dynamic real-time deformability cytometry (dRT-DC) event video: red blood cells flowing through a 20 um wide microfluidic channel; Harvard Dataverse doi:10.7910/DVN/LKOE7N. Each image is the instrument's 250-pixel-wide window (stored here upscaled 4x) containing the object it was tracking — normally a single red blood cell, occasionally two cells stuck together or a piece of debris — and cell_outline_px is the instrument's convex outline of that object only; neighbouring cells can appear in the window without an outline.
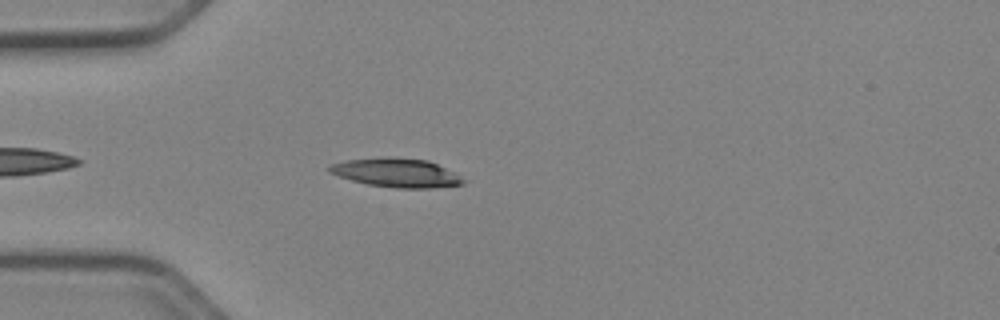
{"species": "Egyptian fruit bat (a non-hibernating species)", "species_latin": "Rousettus aegyptiacus", "temperature_condition": "cold", "stored_images_in_passage": 19, "camera_frame_rate_fps": 3000, "um_per_image_px": 0.085, "animal": {"sex": "female"}, "frame": {"image": 1, "passage_image": 5, "time_ms": 1.333, "image_size_px": [1000, 320], "cell_outline_px": [[468, 180], [464, 184], [432, 188], [396, 188], [368, 184], [352, 180], [328, 172], [328, 168], [332, 164], [348, 160], [384, 156], [428, 160]], "centroid_in_image_um": [33.72, 14.68], "position_along_channel_um": 51.3, "area_um2": 22.37}}
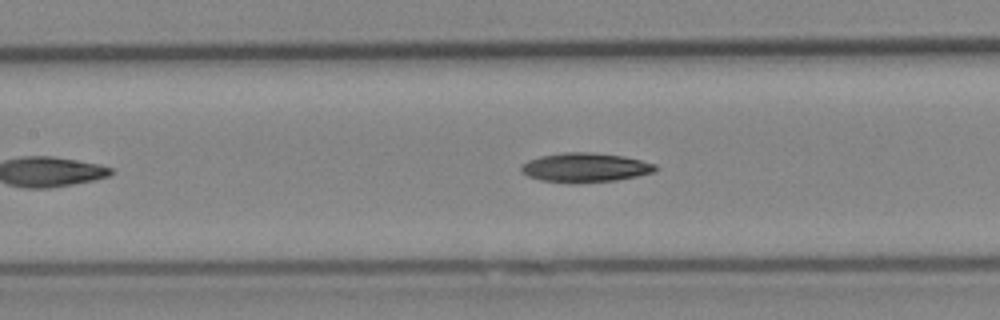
{"frame": {"image": 2, "passage_image": 14, "time_ms": 4.333, "image_size_px": [1000, 320], "cell_outline_px": [[660, 168], [656, 172], [616, 180], [540, 180], [528, 176], [520, 172], [520, 164], [528, 160], [540, 156], [560, 152], [592, 152], [624, 156], [656, 164]], "centroid_in_image_um": [49.76, 14.18], "position_along_channel_um": 157.6, "area_um2": 22.25}}
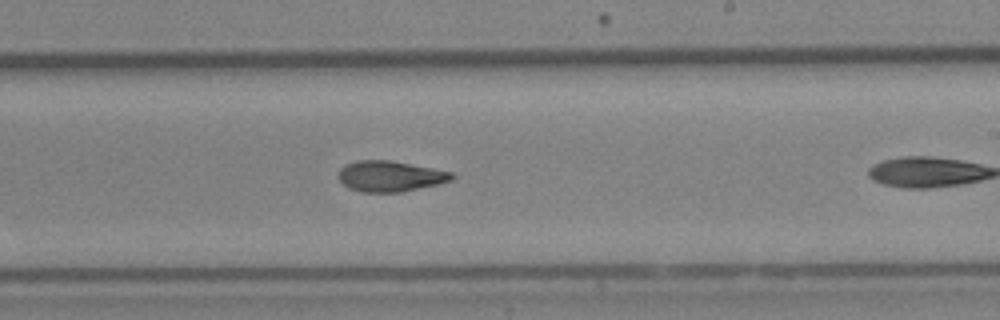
{"frame": {"image": 3, "passage_image": 18, "time_ms": 5.667, "image_size_px": [1000, 320], "cell_outline_px": [[456, 176], [452, 180], [440, 184], [400, 192], [360, 192], [348, 188], [336, 176], [340, 168], [344, 164], [360, 160], [388, 160], [432, 168], [452, 172]], "centroid_in_image_um": [33.14, 14.98], "position_along_channel_um": 255.9, "area_um2": 20.4}}